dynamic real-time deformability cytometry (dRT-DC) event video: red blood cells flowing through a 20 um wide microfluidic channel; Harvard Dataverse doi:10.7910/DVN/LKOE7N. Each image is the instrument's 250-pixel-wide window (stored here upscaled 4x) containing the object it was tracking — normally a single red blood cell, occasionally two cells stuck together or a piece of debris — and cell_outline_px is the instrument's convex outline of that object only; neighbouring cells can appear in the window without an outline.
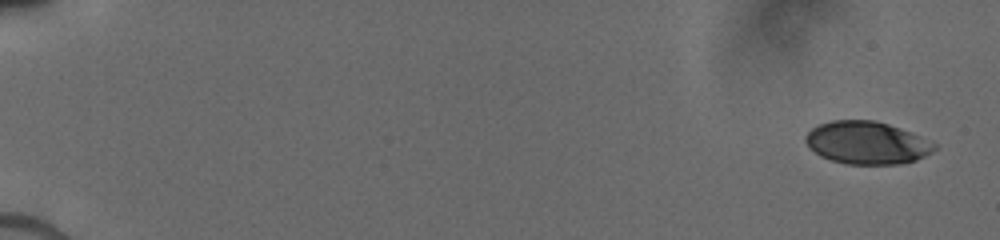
{"species": "human", "species_latin": "Homo sapiens", "temperature_condition": "cold", "stored_images_in_passage": 9, "camera_frame_rate_fps": 3000, "um_per_image_px": 0.085, "donor": {"sex": "male"}, "frame": {"image": 1, "passage_image": 1, "time_ms": 0.0, "image_size_px": [1000, 240], "cell_outline_px": [[936, 148], [924, 156], [916, 160], [900, 164], [848, 164], [832, 160], [820, 156], [808, 148], [804, 140], [804, 136], [812, 128], [820, 124], [832, 120], [872, 120], [888, 124], [900, 128], [936, 144]], "centroid_in_image_um": [73.63, 12.14], "position_along_channel_um": 11.4, "area_um2": 31.85}}
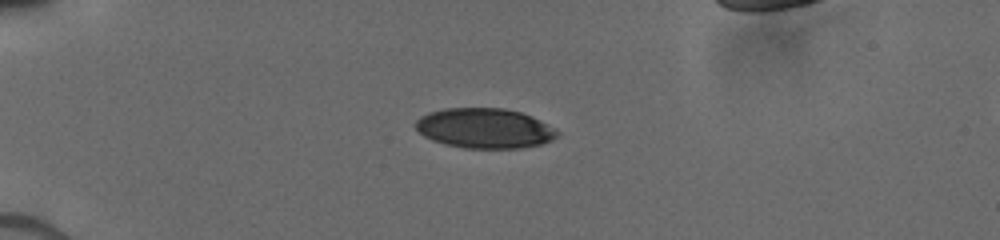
{"frame": {"image": 2, "passage_image": 6, "time_ms": 4.333, "image_size_px": [1000, 240], "cell_outline_px": [[560, 132], [552, 140], [540, 144], [520, 148], [464, 148], [444, 144], [432, 140], [424, 136], [416, 128], [416, 120], [420, 116], [428, 112], [444, 108], [504, 108], [520, 112], [532, 116], [556, 128]], "centroid_in_image_um": [41.19, 10.9], "position_along_channel_um": 43.8, "area_um2": 33.12}}
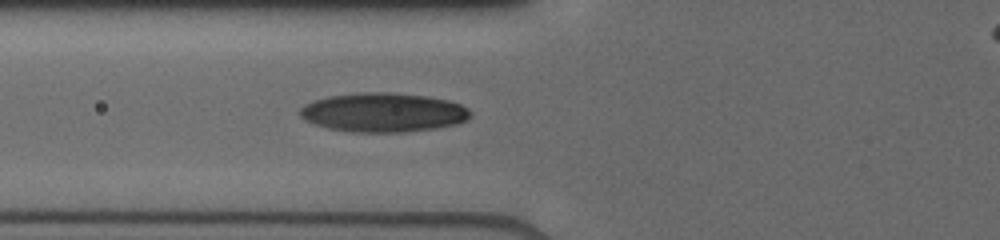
{"frame": {"image": 3, "passage_image": 9, "time_ms": 6.667, "image_size_px": [1000, 240], "cell_outline_px": [[472, 116], [468, 120], [456, 124], [436, 128], [408, 132], [352, 132], [328, 128], [304, 120], [296, 112], [304, 104], [328, 96], [360, 92], [384, 92], [428, 96], [448, 100], [460, 104], [468, 108], [472, 112]], "centroid_in_image_um": [32.59, 9.56], "position_along_channel_um": 93.2, "area_um2": 39.19}}